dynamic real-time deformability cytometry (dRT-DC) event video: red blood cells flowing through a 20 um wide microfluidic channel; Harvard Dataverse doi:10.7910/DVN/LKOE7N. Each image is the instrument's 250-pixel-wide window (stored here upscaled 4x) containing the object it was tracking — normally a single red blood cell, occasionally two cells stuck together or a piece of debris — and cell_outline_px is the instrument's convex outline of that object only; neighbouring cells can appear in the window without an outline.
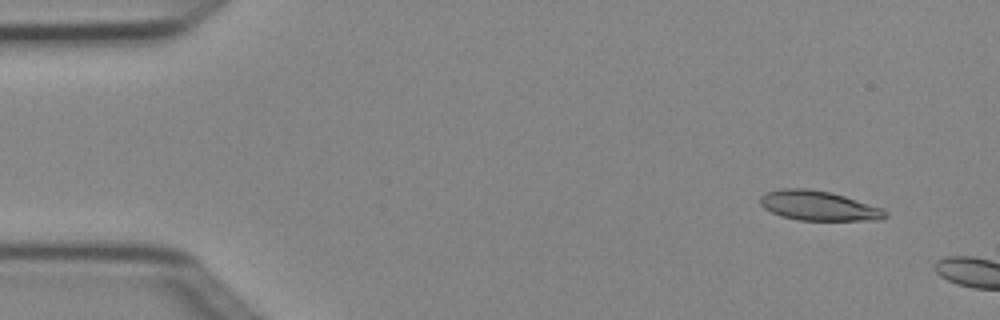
{"species": "Egyptian fruit bat (a non-hibernating species)", "species_latin": "Rousettus aegyptiacus", "temperature_condition": "cold", "stored_images_in_passage": 3, "camera_frame_rate_fps": 3000, "um_per_image_px": 0.085, "animal": {"sex": "female"}, "frame": {"image": 1, "passage_image": 1, "time_ms": 0.0, "image_size_px": [1000, 320], "cell_outline_px": [[888, 216], [880, 220], [800, 220], [780, 216], [764, 208], [760, 204], [760, 196], [768, 192], [784, 188], [808, 188], [828, 192], [844, 196], [884, 208], [888, 212]], "centroid_in_image_um": [69.61, 17.49], "position_along_channel_um": 15.4, "area_um2": 21.62}}